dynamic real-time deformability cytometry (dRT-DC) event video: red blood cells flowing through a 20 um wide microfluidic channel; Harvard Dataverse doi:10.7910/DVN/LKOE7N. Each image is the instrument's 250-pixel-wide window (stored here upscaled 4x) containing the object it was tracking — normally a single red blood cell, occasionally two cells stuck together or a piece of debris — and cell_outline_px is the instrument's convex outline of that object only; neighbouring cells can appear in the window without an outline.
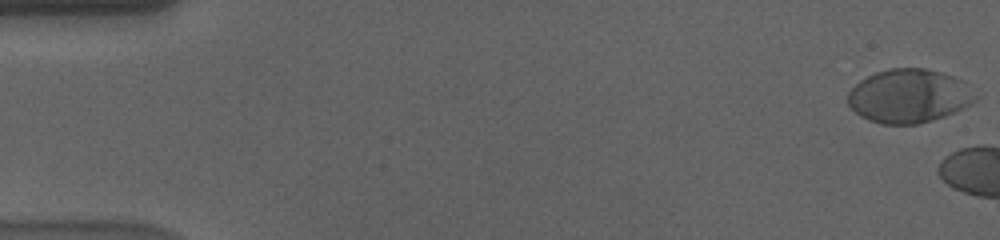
{"species": "human", "species_latin": "Homo sapiens", "temperature_condition": "cold", "stored_images_in_passage": 5, "camera_frame_rate_fps": 3000, "um_per_image_px": 0.085, "donor": {"sex": "male"}, "frame": {"image": 1, "passage_image": 1, "time_ms": 0.0, "image_size_px": [1000, 240], "cell_outline_px": [[980, 96], [972, 104], [956, 112], [932, 120], [916, 124], [880, 124], [868, 120], [860, 116], [848, 104], [848, 92], [860, 80], [876, 72], [892, 68], [924, 68], [940, 72], [952, 76], [960, 80]], "centroid_in_image_um": [77.28, 8.17], "position_along_channel_um": 7.7, "area_um2": 39.88}}